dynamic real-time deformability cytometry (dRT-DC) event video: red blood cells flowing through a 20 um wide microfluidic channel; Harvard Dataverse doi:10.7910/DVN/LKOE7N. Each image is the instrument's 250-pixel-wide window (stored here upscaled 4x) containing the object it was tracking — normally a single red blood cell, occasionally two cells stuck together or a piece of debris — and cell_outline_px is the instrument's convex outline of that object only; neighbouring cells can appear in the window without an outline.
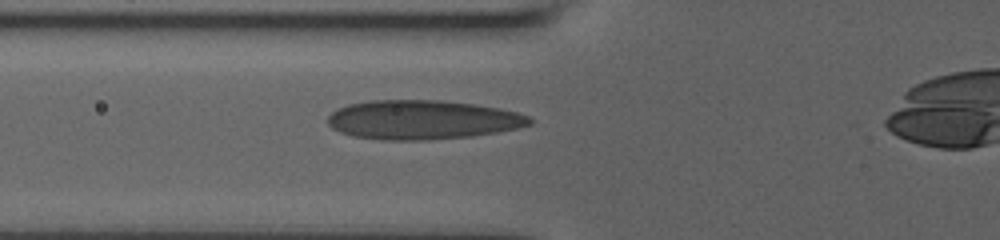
{"species": "human", "species_latin": "Homo sapiens", "temperature_condition": "room temperature", "stored_images_in_passage": 18, "camera_frame_rate_fps": 3000, "um_per_image_px": 0.085, "donor": {"sex": "male"}, "frame": {"image": 1, "passage_image": 8, "time_ms": 4.667, "image_size_px": [1000, 240], "cell_outline_px": [[532, 124], [500, 132], [472, 136], [428, 140], [380, 140], [352, 136], [340, 132], [332, 128], [328, 124], [328, 116], [336, 108], [348, 104], [372, 100], [440, 100], [476, 104], [500, 108], [516, 112], [528, 116], [532, 120]], "centroid_in_image_um": [35.89, 10.18], "position_along_channel_um": 89.9, "area_um2": 46.41}}
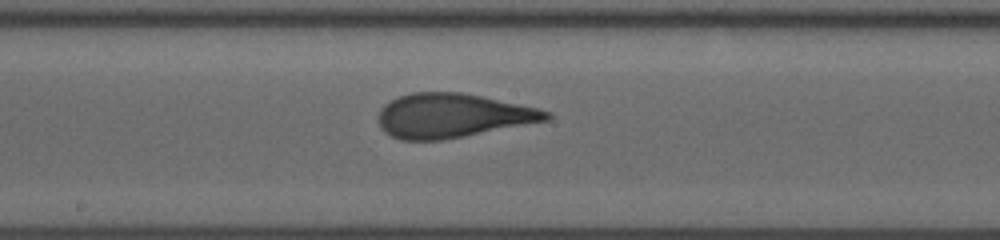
{"frame": {"image": 2, "passage_image": 14, "time_ms": 7.667, "image_size_px": [1000, 240], "cell_outline_px": [[552, 116], [548, 120], [464, 136], [440, 140], [400, 140], [384, 132], [380, 128], [380, 108], [384, 104], [400, 96], [412, 92], [460, 92], [480, 96], [536, 108], [552, 112]], "centroid_in_image_um": [38.43, 9.83], "position_along_channel_um": 209.8, "area_um2": 42.71}}
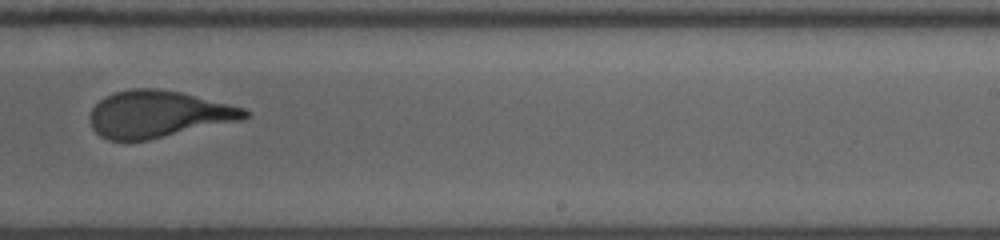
{"frame": {"image": 3, "passage_image": 17, "time_ms": 9.333, "image_size_px": [1000, 240], "cell_outline_px": [[248, 116], [244, 120], [148, 140], [108, 140], [100, 136], [92, 128], [88, 120], [88, 116], [92, 108], [104, 96], [116, 92], [132, 88], [156, 88], [180, 92], [244, 108], [248, 112]], "centroid_in_image_um": [13.41, 9.71], "position_along_channel_um": 275.6, "area_um2": 42.31}}